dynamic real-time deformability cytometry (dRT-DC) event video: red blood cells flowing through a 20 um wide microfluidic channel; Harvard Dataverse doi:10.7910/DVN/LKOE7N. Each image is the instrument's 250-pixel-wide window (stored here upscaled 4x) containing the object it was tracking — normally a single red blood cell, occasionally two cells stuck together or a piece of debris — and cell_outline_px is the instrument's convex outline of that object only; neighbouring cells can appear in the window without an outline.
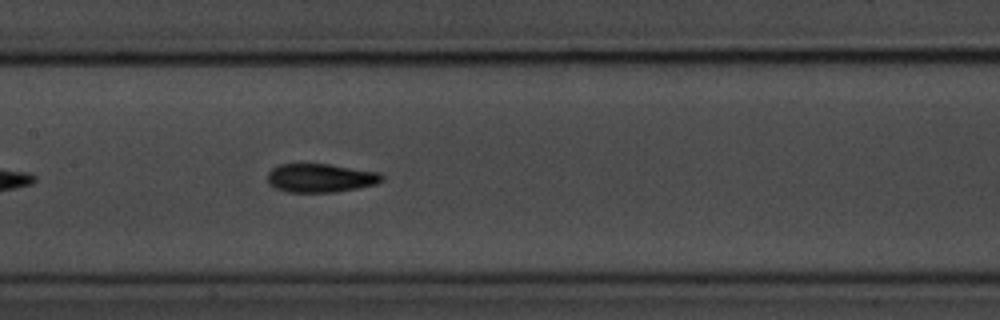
{"species": "common noctule bat (a hibernating species)", "species_latin": "Nyctalus noctula", "temperature_condition": "room temperature", "stored_images_in_passage": 40, "camera_frame_rate_fps": 3000, "um_per_image_px": 0.085, "animal": {"sex": "male", "body_mass_g": 20.1, "forearm_length_mm": 53.5}, "frame": {"image": 1, "passage_image": 12, "time_ms": 3.667, "image_size_px": [1000, 320], "cell_outline_px": [[384, 180], [376, 184], [356, 188], [332, 192], [288, 192], [276, 188], [268, 184], [268, 172], [272, 168], [280, 164], [328, 164], [380, 172], [384, 176]], "centroid_in_image_um": [27.25, 15.12], "position_along_channel_um": 180.2, "area_um2": 19.07}}
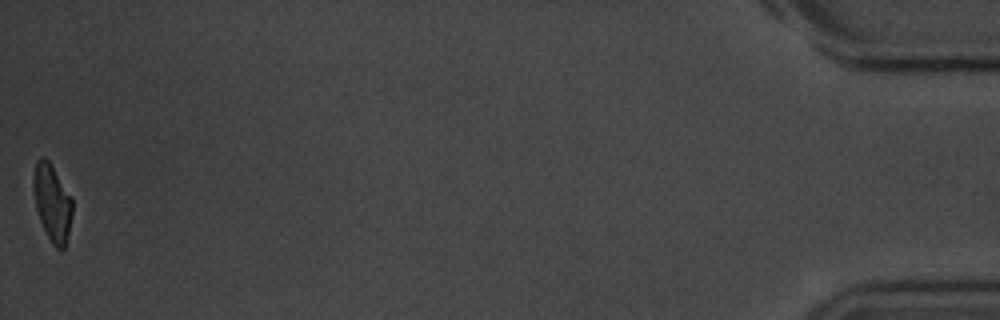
{"frame": {"image": 2, "passage_image": 40, "time_ms": 13.0, "image_size_px": [1000, 320], "cell_outline_px": [[72, 212], [68, 232], [64, 248], [60, 252], [52, 244], [40, 220], [36, 208], [32, 188], [32, 180], [36, 160], [40, 156], [44, 156], [48, 160], [72, 196]], "centroid_in_image_um": [4.42, 17.19], "position_along_channel_um": 430.8, "area_um2": 17.51}, "authors_computed_cell_mechanics": {"area_um2": 18.6694, "velocity_mm_per_s": 3.7415, "shape_relaxation_time_tau1_ms": 3.8651, "shape_relaxation_time_tau2_ms": 2.0809, "deformation_change_tau1": 0.1712, "deformation_change_tau2": 0.0853}}